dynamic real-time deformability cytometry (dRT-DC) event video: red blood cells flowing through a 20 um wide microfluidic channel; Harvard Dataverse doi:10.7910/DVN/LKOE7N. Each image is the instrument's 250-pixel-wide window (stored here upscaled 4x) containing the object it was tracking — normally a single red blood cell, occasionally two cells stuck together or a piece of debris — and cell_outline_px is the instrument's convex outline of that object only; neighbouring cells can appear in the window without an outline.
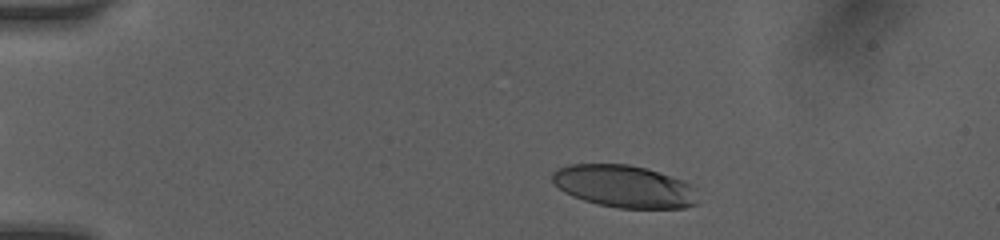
{"species": "human", "species_latin": "Homo sapiens", "temperature_condition": "room temperature", "stored_images_in_passage": 23, "camera_frame_rate_fps": 3000, "um_per_image_px": 0.085, "donor": {"sex": "female"}, "frame": {"image": 1, "passage_image": 1, "time_ms": 0.0, "image_size_px": [1000, 240], "cell_outline_px": [[700, 204], [684, 208], [616, 208], [596, 204], [572, 196], [564, 192], [552, 180], [552, 172], [556, 168], [568, 164], [628, 164], [648, 168], [684, 180], [692, 184], [696, 188]], "centroid_in_image_um": [53.12, 15.84], "position_along_channel_um": 31.9, "area_um2": 36.59}}
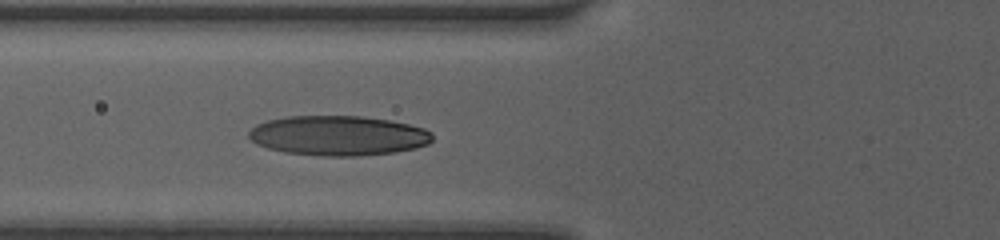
{"frame": {"image": 2, "passage_image": 13, "time_ms": 3.333, "image_size_px": [1000, 240], "cell_outline_px": [[432, 140], [428, 144], [416, 148], [396, 152], [360, 156], [320, 156], [284, 152], [268, 148], [256, 144], [248, 136], [248, 132], [256, 124], [268, 120], [288, 116], [364, 116], [388, 120], [408, 124], [424, 128], [432, 132]], "centroid_in_image_um": [28.75, 11.53], "position_along_channel_um": 97.0, "area_um2": 42.83}}
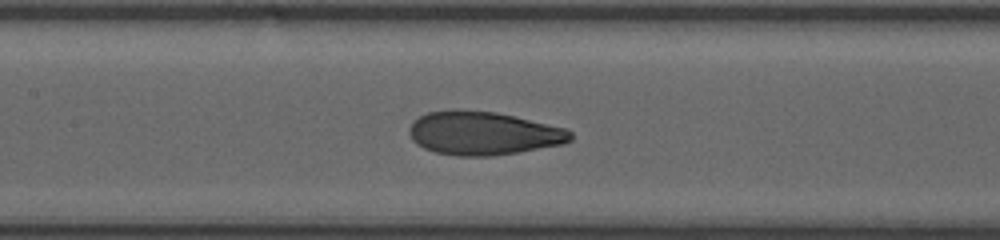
{"frame": {"image": 3, "passage_image": 20, "time_ms": 5.0, "image_size_px": [1000, 240], "cell_outline_px": [[572, 140], [564, 144], [492, 156], [456, 156], [436, 152], [424, 148], [416, 144], [412, 140], [408, 132], [408, 128], [420, 116], [428, 112], [452, 108], [496, 112], [568, 128], [572, 132]], "centroid_in_image_um": [41.07, 11.31], "position_along_channel_um": 166.3, "area_um2": 41.15}}